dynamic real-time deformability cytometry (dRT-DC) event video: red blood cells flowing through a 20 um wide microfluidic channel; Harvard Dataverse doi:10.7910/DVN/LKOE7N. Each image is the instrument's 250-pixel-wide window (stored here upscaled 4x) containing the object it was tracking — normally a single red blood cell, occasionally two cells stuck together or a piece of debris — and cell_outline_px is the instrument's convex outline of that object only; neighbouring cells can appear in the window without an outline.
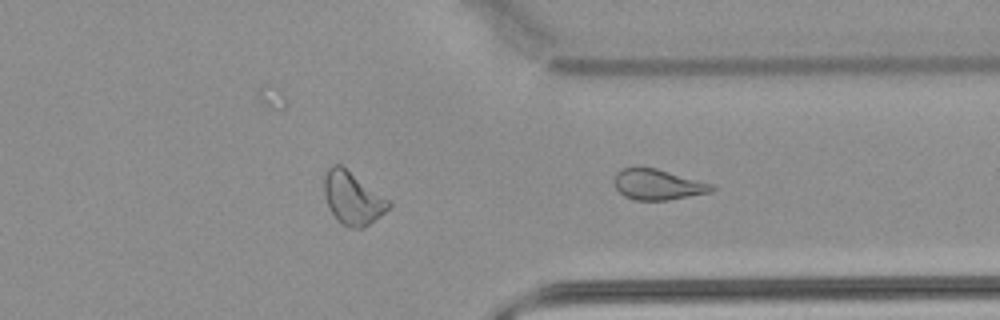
{"species": "common noctule bat (a hibernating species)", "species_latin": "Nyctalus noctula", "temperature_condition": "warm", "stored_images_in_passage": 38, "camera_frame_rate_fps": 3000, "um_per_image_px": 0.085, "animal": {"sex": "male", "body_mass_g": 21.5, "forearm_length_mm": 52.0}, "frame": {"image": 1, "passage_image": 38, "time_ms": 12.333, "image_size_px": [1000, 320], "cell_outline_px": [[716, 188], [712, 192], [668, 200], [636, 200], [624, 196], [616, 188], [612, 180], [616, 172], [624, 168], [656, 168], [712, 184]], "centroid_in_image_um": [55.89, 15.69], "position_along_channel_um": 355.5, "area_um2": 17.28}}